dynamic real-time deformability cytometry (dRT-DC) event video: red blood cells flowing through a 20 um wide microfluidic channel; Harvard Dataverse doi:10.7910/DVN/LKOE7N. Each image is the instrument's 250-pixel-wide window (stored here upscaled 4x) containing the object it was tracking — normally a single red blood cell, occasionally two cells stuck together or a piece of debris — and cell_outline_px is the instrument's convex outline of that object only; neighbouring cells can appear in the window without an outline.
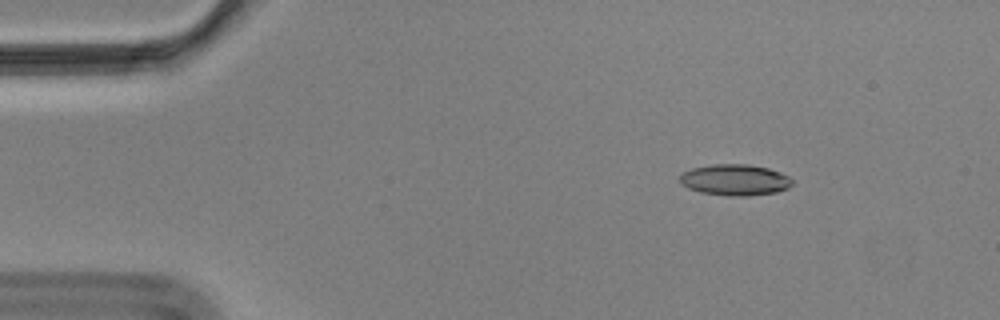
{"species": "Egyptian fruit bat (a non-hibernating species)", "species_latin": "Rousettus aegyptiacus", "temperature_condition": "cold", "stored_images_in_passage": 56, "camera_frame_rate_fps": 3000, "um_per_image_px": 0.085, "animal": {"sex": "male"}, "frame": {"image": 1, "passage_image": 7, "time_ms": 2.0, "image_size_px": [1000, 320], "cell_outline_px": [[792, 184], [788, 188], [776, 192], [748, 196], [732, 196], [700, 192], [688, 188], [680, 184], [680, 176], [684, 172], [692, 168], [716, 164], [748, 164], [768, 168], [780, 172], [788, 176], [792, 180]], "centroid_in_image_um": [62.47, 15.29], "position_along_channel_um": 22.5, "area_um2": 20.35}}
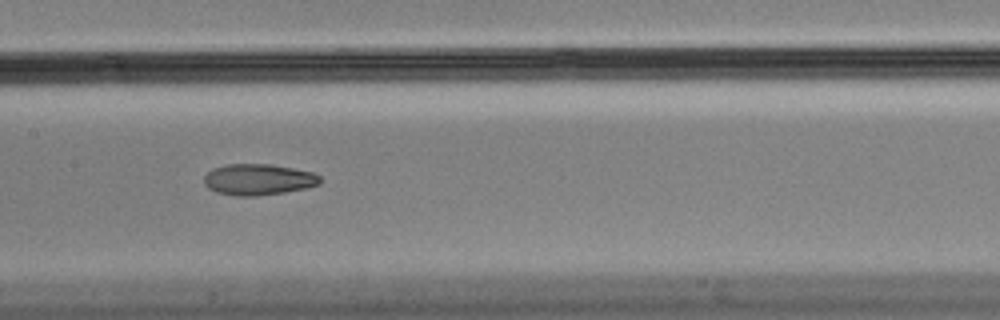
{"frame": {"image": 2, "passage_image": 27, "time_ms": 8.667, "image_size_px": [1000, 320], "cell_outline_px": [[320, 184], [304, 188], [284, 192], [256, 196], [236, 196], [216, 192], [208, 188], [204, 184], [204, 176], [212, 168], [228, 164], [268, 164], [292, 168], [312, 172], [320, 176]], "centroid_in_image_um": [21.92, 15.26], "position_along_channel_um": 185.5, "area_um2": 20.98}}
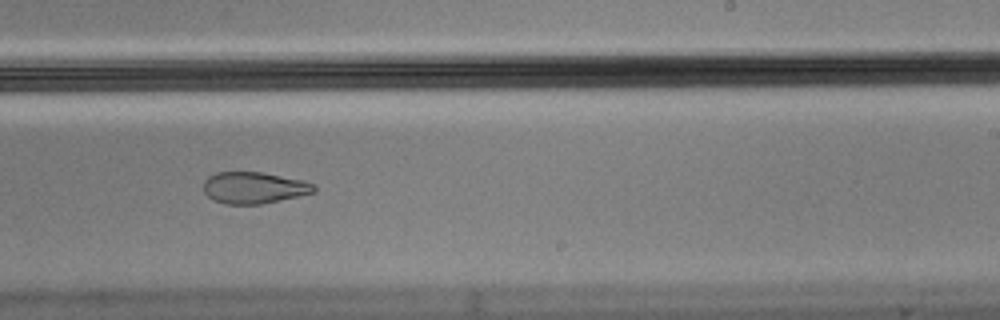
{"frame": {"image": 3, "passage_image": 34, "time_ms": 11.0, "image_size_px": [1000, 320], "cell_outline_px": [[316, 192], [280, 200], [260, 204], [224, 204], [212, 200], [204, 192], [204, 180], [208, 176], [216, 172], [260, 172], [304, 180], [312, 184], [316, 188]], "centroid_in_image_um": [21.56, 15.96], "position_along_channel_um": 267.4, "area_um2": 20.35}, "authors_computed_cell_mechanics": {"area_um2": 21.2704, "velocity_mm_per_s": 3.5282, "shape_relaxation_time_tau1_ms": null, "shape_relaxation_time_tau2_ms": 2.9226, "deformation_change_tau1": null, "deformation_change_tau2": 0.091}}